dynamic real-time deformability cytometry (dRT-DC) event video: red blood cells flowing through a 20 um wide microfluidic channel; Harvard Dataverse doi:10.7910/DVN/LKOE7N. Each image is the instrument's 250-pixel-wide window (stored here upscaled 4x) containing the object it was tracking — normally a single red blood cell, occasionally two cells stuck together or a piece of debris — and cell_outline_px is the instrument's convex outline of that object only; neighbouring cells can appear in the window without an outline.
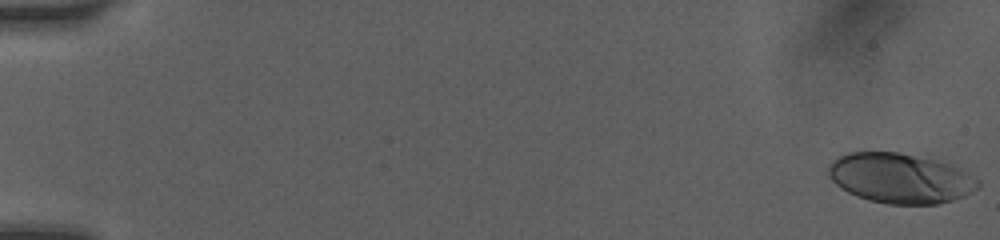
{"species": "human", "species_latin": "Homo sapiens", "temperature_condition": "room temperature", "stored_images_in_passage": 43, "camera_frame_rate_fps": 3000, "um_per_image_px": 0.085, "donor": {"sex": "female"}, "frame": {"image": 1, "passage_image": 1, "time_ms": 0.0, "image_size_px": [1000, 240], "cell_outline_px": [[980, 188], [964, 196], [952, 200], [936, 204], [888, 204], [868, 200], [856, 196], [848, 192], [836, 184], [828, 176], [828, 164], [832, 160], [848, 152], [896, 152], [936, 160], [952, 164], [960, 168], [980, 180]], "centroid_in_image_um": [76.53, 15.15], "position_along_channel_um": 8.5, "area_um2": 43.75}}
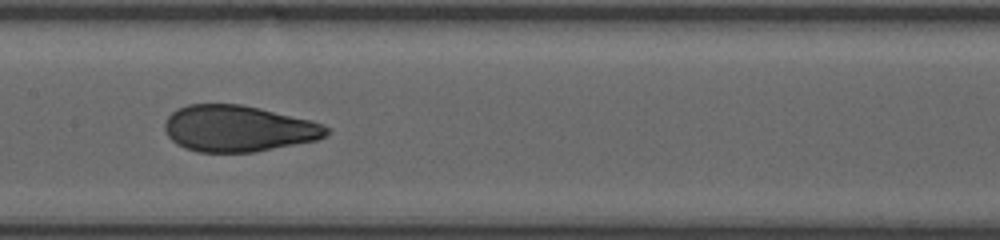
{"frame": {"image": 2, "passage_image": 22, "time_ms": 8.667, "image_size_px": [1000, 240], "cell_outline_px": [[328, 132], [324, 136], [316, 140], [256, 152], [196, 152], [184, 148], [176, 144], [168, 136], [164, 128], [164, 124], [168, 116], [176, 108], [188, 104], [240, 104], [260, 108], [312, 120], [324, 124], [328, 128]], "centroid_in_image_um": [20.22, 10.92], "position_along_channel_um": 187.2, "area_um2": 43.81}}
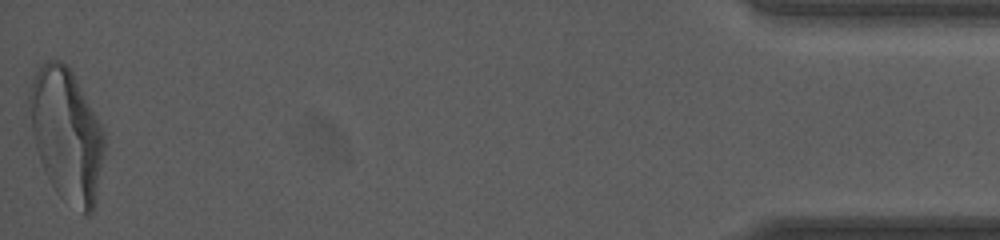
{"frame": {"image": 3, "passage_image": 43, "time_ms": 16.667, "image_size_px": [1000, 240], "cell_outline_px": [[104, 148], [92, 212], [88, 216], [84, 216], [60, 196], [56, 192], [40, 160], [36, 148], [32, 132], [28, 104], [28, 92], [32, 80], [36, 72], [48, 60], [60, 60], [72, 72], [100, 124], [104, 132]], "centroid_in_image_um": [5.63, 11.45], "position_along_channel_um": 429.6, "area_um2": 56.76}, "authors_computed_cell_mechanics": {"area_um2": 44.2748, "velocity_mm_per_s": 4.0997, "shape_relaxation_time_tau1_ms": 6.5522, "shape_relaxation_time_tau2_ms": null, "deformation_change_tau1": 0.216, "deformation_change_tau2": null}}